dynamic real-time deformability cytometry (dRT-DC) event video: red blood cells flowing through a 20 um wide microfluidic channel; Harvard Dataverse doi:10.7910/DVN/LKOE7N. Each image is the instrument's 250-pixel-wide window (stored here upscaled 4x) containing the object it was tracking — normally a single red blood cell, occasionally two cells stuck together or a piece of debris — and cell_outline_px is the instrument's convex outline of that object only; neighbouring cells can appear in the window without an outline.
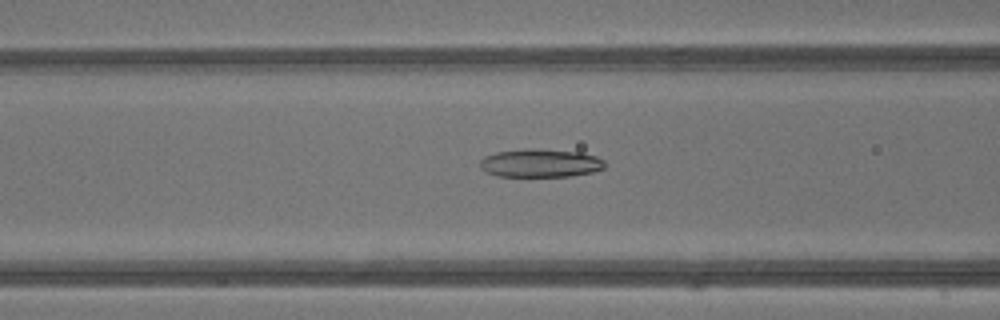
{"species": "common noctule bat (a hibernating species)", "species_latin": "Nyctalus noctula", "temperature_condition": "warm", "stored_images_in_passage": 42, "camera_frame_rate_fps": 3000, "um_per_image_px": 0.085, "animal": {"sex": "male", "body_mass_g": 13.3}, "frame": {"image": 1, "passage_image": 17, "time_ms": 5.333, "image_size_px": [1000, 320], "cell_outline_px": [[604, 168], [592, 172], [572, 176], [496, 176], [484, 172], [480, 168], [480, 160], [484, 156], [496, 152], [580, 152], [596, 156], [604, 160]], "centroid_in_image_um": [45.92, 13.93], "position_along_channel_um": 120.7, "area_um2": 19.42}}
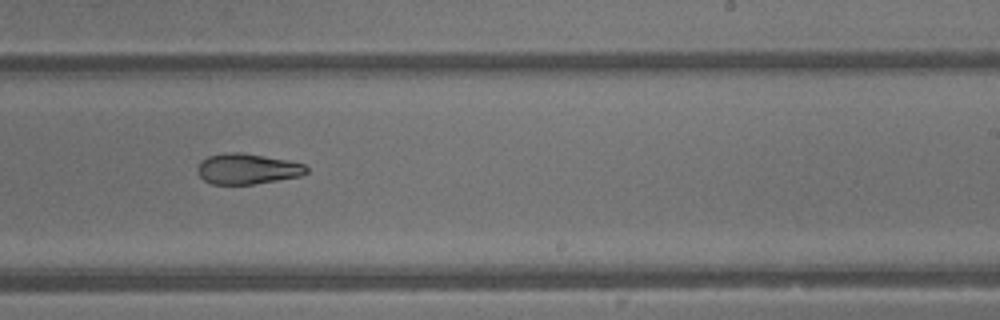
{"frame": {"image": 2, "passage_image": 26, "time_ms": 8.333, "image_size_px": [1000, 320], "cell_outline_px": [[308, 172], [300, 176], [252, 184], [212, 184], [204, 180], [196, 172], [196, 168], [200, 160], [208, 156], [228, 152], [240, 152], [288, 160], [304, 164], [308, 168]], "centroid_in_image_um": [20.98, 14.35], "position_along_channel_um": 268.0, "area_um2": 19.42}}
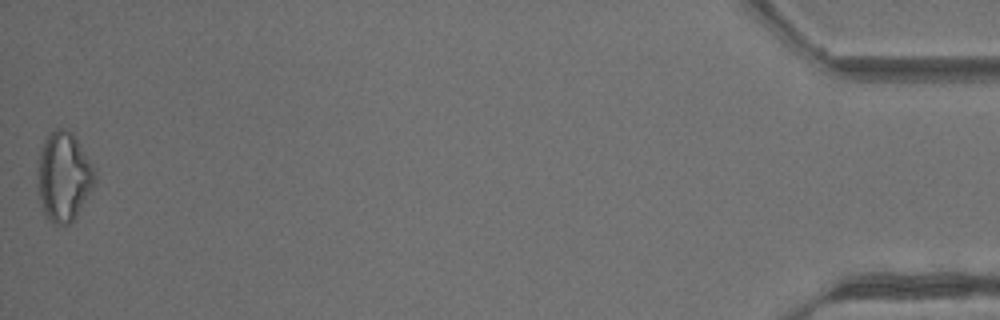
{"frame": {"image": 3, "passage_image": 42, "time_ms": 13.667, "image_size_px": [1000, 320], "cell_outline_px": [[96, 180], [92, 188], [76, 216], [68, 224], [56, 224], [48, 220], [44, 216], [40, 196], [36, 172], [36, 160], [44, 140], [56, 128], [64, 128], [72, 132], [76, 136], [96, 176]], "centroid_in_image_um": [5.37, 15.0], "position_along_channel_um": 429.8, "area_um2": 29.59}, "authors_computed_cell_mechanics": {"area_um2": 22.831, "velocity_mm_per_s": 4.9129, "shape_relaxation_time_tau1_ms": null, "shape_relaxation_time_tau2_ms": 3.5555, "deformation_change_tau1": null, "deformation_change_tau2": 0.1213}}